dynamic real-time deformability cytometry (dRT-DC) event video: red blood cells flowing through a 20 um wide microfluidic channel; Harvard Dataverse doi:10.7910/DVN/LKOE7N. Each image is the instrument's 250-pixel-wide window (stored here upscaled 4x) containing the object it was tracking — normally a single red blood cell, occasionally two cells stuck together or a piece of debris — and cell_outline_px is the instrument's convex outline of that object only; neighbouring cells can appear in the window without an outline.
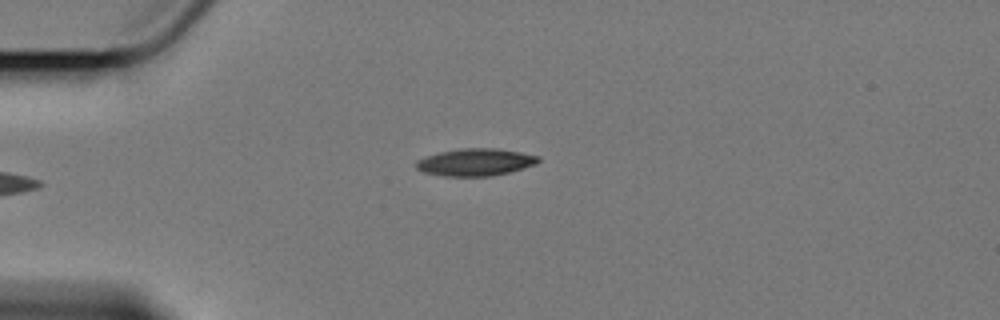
{"species": "Egyptian fruit bat (a non-hibernating species)", "species_latin": "Rousettus aegyptiacus", "temperature_condition": "cold", "stored_images_in_passage": 40, "camera_frame_rate_fps": 3000, "um_per_image_px": 0.085, "animal": {"sex": "female"}, "frame": {"image": 1, "passage_image": 1, "time_ms": 0.0, "image_size_px": [1000, 320], "cell_outline_px": [[540, 160], [536, 164], [508, 172], [492, 176], [444, 176], [424, 172], [416, 168], [416, 160], [440, 152], [460, 148], [496, 148], [520, 152], [540, 156]], "centroid_in_image_um": [40.42, 13.78], "position_along_channel_um": 44.6, "area_um2": 19.31}}
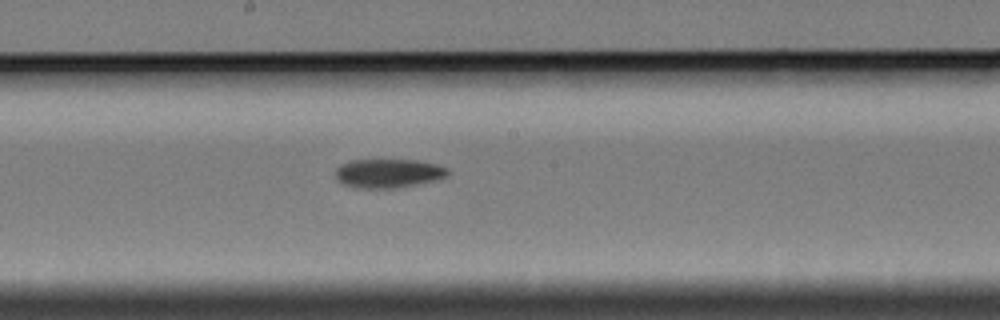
{"frame": {"image": 2, "passage_image": 18, "time_ms": 5.667, "image_size_px": [1000, 320], "cell_outline_px": [[448, 172], [444, 176], [432, 180], [416, 184], [396, 188], [360, 188], [344, 184], [336, 176], [336, 168], [340, 164], [352, 160], [416, 160], [436, 164], [448, 168]], "centroid_in_image_um": [32.98, 14.72], "position_along_channel_um": 215.2, "area_um2": 18.55}}
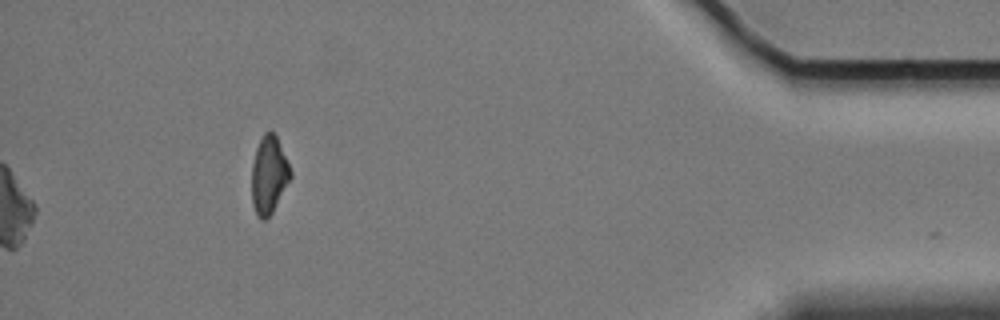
{"frame": {"image": 3, "passage_image": 40, "time_ms": 13.0, "image_size_px": [1000, 320], "cell_outline_px": [[292, 176], [272, 212], [264, 220], [260, 220], [256, 216], [252, 204], [252, 164], [256, 148], [264, 132], [272, 132], [276, 136], [292, 172]], "centroid_in_image_um": [22.84, 14.9], "position_along_channel_um": 412.4, "area_um2": 17.34}, "authors_computed_cell_mechanics": {"area_um2": 19.3052, "velocity_mm_per_s": 3.4136, "shape_relaxation_time_tau1_ms": 3.688, "shape_relaxation_time_tau2_ms": null, "deformation_change_tau1": 0.1371, "deformation_change_tau2": null}}